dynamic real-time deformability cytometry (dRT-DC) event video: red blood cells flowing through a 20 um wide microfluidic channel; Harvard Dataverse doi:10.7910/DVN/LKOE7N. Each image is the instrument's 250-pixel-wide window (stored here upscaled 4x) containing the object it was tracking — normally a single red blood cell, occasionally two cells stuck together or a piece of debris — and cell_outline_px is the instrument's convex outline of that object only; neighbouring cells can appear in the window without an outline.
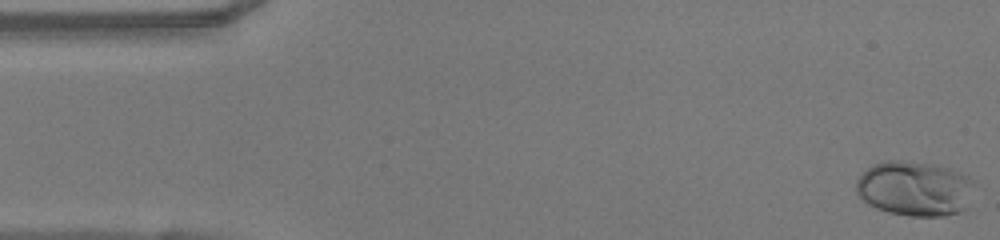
{"species": "human", "species_latin": "Homo sapiens", "temperature_condition": "warm", "stored_images_in_passage": 49, "camera_frame_rate_fps": 3000, "um_per_image_px": 0.085, "donor": {"sex": "female"}, "frame": {"image": 1, "passage_image": 1, "time_ms": 0.0, "image_size_px": [1000, 240], "cell_outline_px": [[976, 184], [968, 208], [960, 212], [944, 216], [908, 216], [888, 212], [876, 208], [868, 204], [856, 192], [856, 180], [872, 164], [884, 160], [900, 160], [932, 164], [948, 168], [960, 172], [976, 180]], "centroid_in_image_um": [77.8, 16.03], "position_along_channel_um": 7.2, "area_um2": 38.44}}
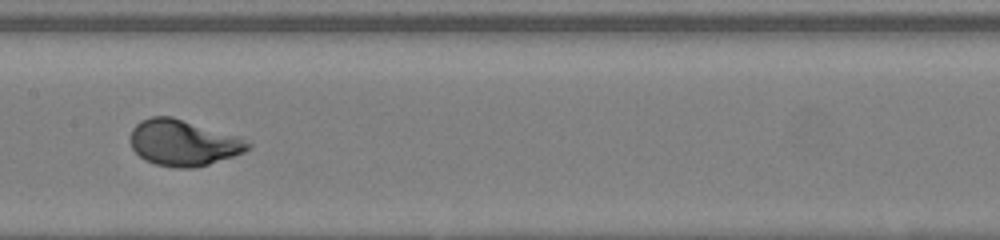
{"frame": {"image": 2, "passage_image": 24, "time_ms": 7.667, "image_size_px": [1000, 240], "cell_outline_px": [[252, 144], [244, 152], [208, 164], [192, 168], [176, 168], [156, 164], [144, 160], [132, 148], [128, 140], [132, 128], [140, 120], [152, 116], [172, 116], [240, 136]], "centroid_in_image_um": [15.55, 12.12], "position_along_channel_um": 191.9, "area_um2": 31.73}}
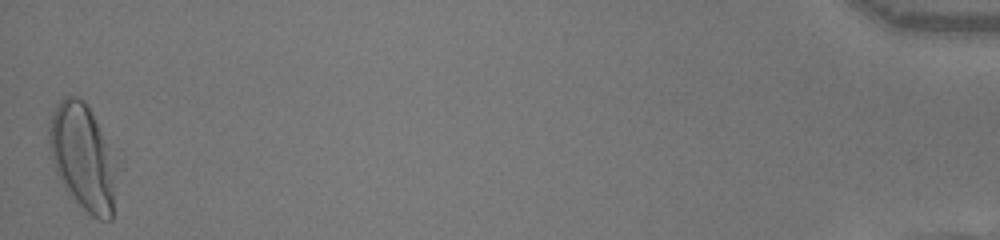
{"frame": {"image": 3, "passage_image": 49, "time_ms": 16.0, "image_size_px": [1000, 240], "cell_outline_px": [[112, 220], [100, 220], [92, 216], [68, 196], [56, 172], [52, 160], [48, 140], [48, 128], [52, 112], [56, 104], [64, 96], [80, 96], [84, 100], [104, 140], [112, 184]], "centroid_in_image_um": [6.87, 13.34], "position_along_channel_um": 428.3, "area_um2": 39.48}, "authors_computed_cell_mechanics": {"area_um2": 31.7322, "velocity_mm_per_s": 4.0898, "shape_relaxation_time_tau1_ms": 2.594, "shape_relaxation_time_tau2_ms": null, "deformation_change_tau1": 0.1726, "deformation_change_tau2": null}}